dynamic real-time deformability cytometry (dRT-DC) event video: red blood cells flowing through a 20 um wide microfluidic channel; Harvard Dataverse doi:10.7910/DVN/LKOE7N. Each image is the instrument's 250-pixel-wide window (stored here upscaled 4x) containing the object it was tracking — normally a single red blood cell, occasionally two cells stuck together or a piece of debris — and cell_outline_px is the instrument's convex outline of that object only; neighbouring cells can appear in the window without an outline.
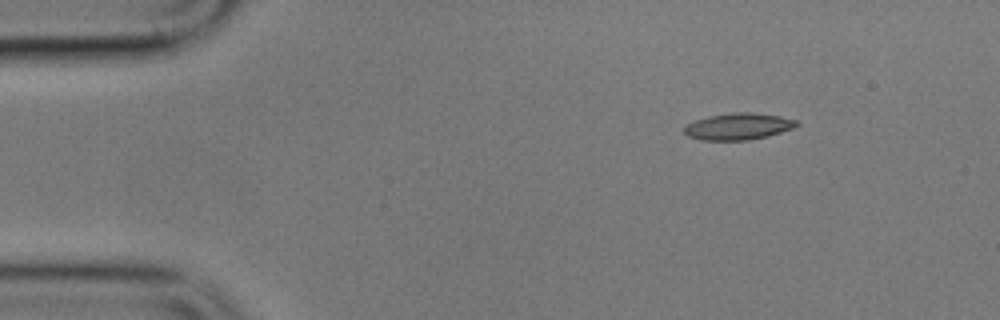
{"species": "common noctule bat (a hibernating species)", "species_latin": "Nyctalus noctula", "temperature_condition": "cold", "stored_images_in_passage": 10, "camera_frame_rate_fps": 3000, "um_per_image_px": 0.085, "animal": {"sex": "male", "body_mass_g": 17.9}, "frame": {"image": 1, "passage_image": 1, "time_ms": 0.0, "image_size_px": [1000, 320], "cell_outline_px": [[800, 124], [792, 128], [768, 136], [748, 140], [700, 140], [688, 136], [684, 132], [684, 128], [688, 124], [696, 120], [708, 116], [732, 112], [752, 112], [780, 116], [800, 120]], "centroid_in_image_um": [62.78, 10.74], "position_along_channel_um": 22.2, "area_um2": 17.51}}
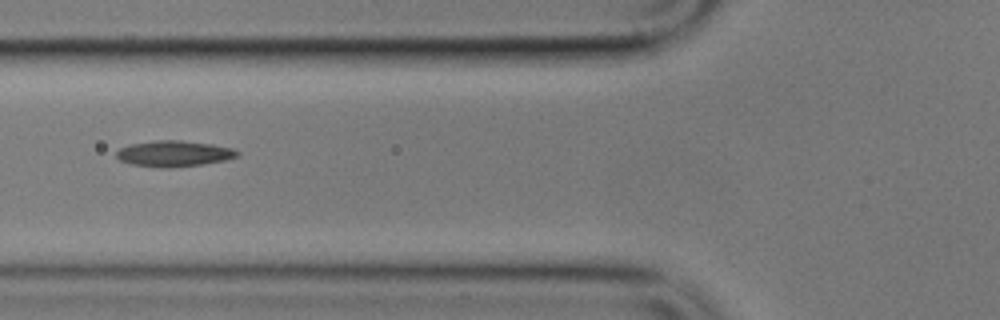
{"frame": {"image": 2, "passage_image": 5, "time_ms": 4.667, "image_size_px": [1000, 320], "cell_outline_px": [[240, 156], [224, 160], [200, 164], [168, 168], [160, 168], [132, 164], [120, 160], [116, 156], [116, 152], [120, 148], [132, 144], [156, 140], [180, 140], [212, 144], [232, 148], [240, 152]], "centroid_in_image_um": [14.8, 13.05], "position_along_channel_um": 111.0, "area_um2": 18.15}}
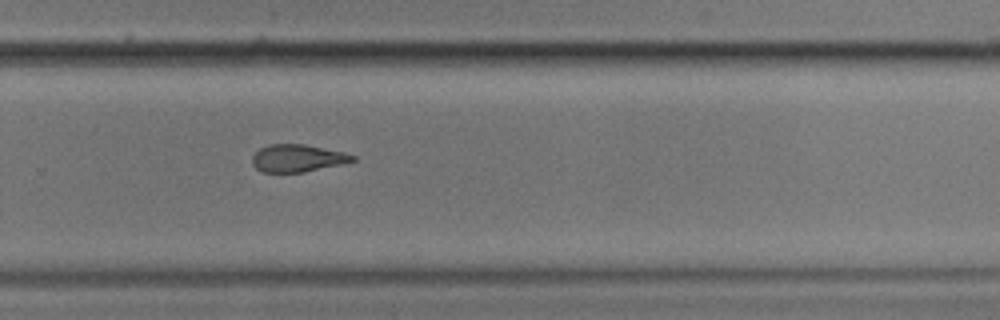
{"frame": {"image": 3, "passage_image": 10, "time_ms": 10.333, "image_size_px": [1000, 320], "cell_outline_px": [[356, 160], [340, 164], [304, 172], [264, 172], [256, 168], [252, 164], [252, 156], [260, 148], [268, 144], [304, 144], [344, 152], [356, 156]], "centroid_in_image_um": [25.27, 13.44], "position_along_channel_um": 304.5, "area_um2": 15.95}}